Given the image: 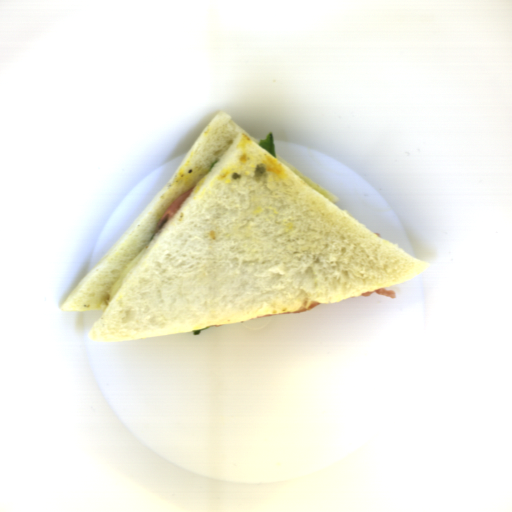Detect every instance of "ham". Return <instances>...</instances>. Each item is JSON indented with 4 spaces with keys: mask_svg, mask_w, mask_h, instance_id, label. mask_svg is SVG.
I'll return each instance as SVG.
<instances>
[{
    "mask_svg": "<svg viewBox=\"0 0 512 512\" xmlns=\"http://www.w3.org/2000/svg\"><path fill=\"white\" fill-rule=\"evenodd\" d=\"M196 186L197 185H194L185 192H183L182 194H180L162 213L161 217L158 220L157 227L154 231L155 235L161 230V228L166 224V222L179 211L180 207L189 199Z\"/></svg>",
    "mask_w": 512,
    "mask_h": 512,
    "instance_id": "37f43c06",
    "label": "ham"
}]
</instances>
